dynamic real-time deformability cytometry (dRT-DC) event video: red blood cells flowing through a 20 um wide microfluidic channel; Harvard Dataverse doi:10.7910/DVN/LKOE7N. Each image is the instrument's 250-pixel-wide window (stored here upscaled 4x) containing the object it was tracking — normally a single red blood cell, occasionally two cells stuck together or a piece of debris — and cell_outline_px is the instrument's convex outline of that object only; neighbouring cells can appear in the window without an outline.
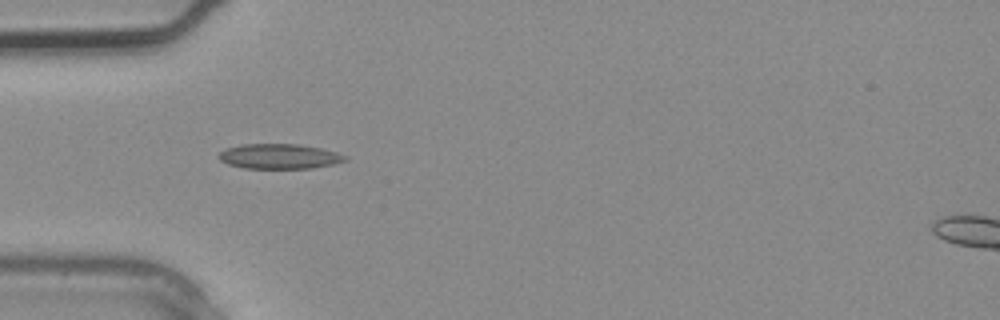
{"species": "common noctule bat (a hibernating species)", "species_latin": "Nyctalus noctula", "temperature_condition": "warm", "stored_images_in_passage": 2, "camera_frame_rate_fps": 3000, "um_per_image_px": 0.085, "animal": {"sex": "male", "body_mass_g": 20.4}, "frame": {"image": 1, "passage_image": 2, "time_ms": 0.333, "image_size_px": [1000, 320], "cell_outline_px": [[348, 160], [332, 164], [312, 168], [244, 168], [228, 164], [220, 160], [216, 156], [220, 152], [228, 148], [240, 144], [300, 144], [320, 148], [336, 152], [348, 156]], "centroid_in_image_um": [23.74, 13.28], "position_along_channel_um": 61.3, "area_um2": 18.38}}